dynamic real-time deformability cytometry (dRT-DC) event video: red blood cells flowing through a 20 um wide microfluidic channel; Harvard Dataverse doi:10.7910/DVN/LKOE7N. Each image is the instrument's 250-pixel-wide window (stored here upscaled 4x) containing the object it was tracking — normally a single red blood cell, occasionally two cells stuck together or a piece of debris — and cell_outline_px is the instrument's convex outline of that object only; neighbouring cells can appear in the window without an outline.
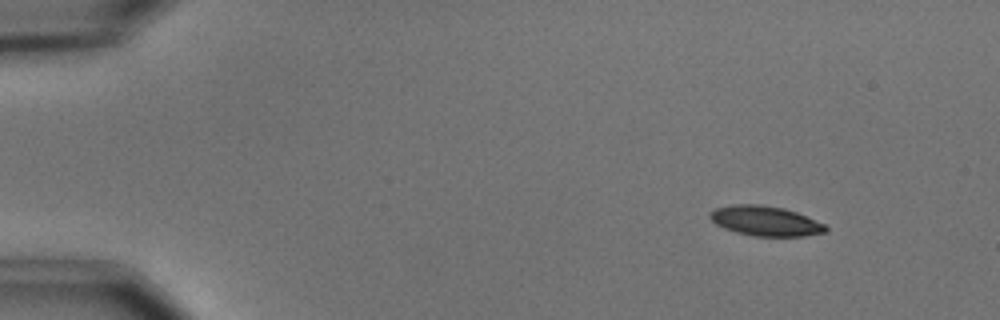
{"species": "common noctule bat (a hibernating species)", "species_latin": "Nyctalus noctula", "temperature_condition": "cold", "stored_images_in_passage": 3, "camera_frame_rate_fps": 3000, "um_per_image_px": 0.085, "animal": {"sex": "male", "body_mass_g": 15.6}, "frame": {"image": 1, "passage_image": 1, "time_ms": 0.0, "image_size_px": [1000, 320], "cell_outline_px": [[828, 228], [824, 232], [804, 236], [756, 236], [736, 232], [724, 228], [716, 224], [708, 216], [708, 212], [716, 208], [732, 204], [760, 204], [784, 208], [796, 212], [824, 224]], "centroid_in_image_um": [65.01, 18.77], "position_along_channel_um": 20.0, "area_um2": 20.06}}